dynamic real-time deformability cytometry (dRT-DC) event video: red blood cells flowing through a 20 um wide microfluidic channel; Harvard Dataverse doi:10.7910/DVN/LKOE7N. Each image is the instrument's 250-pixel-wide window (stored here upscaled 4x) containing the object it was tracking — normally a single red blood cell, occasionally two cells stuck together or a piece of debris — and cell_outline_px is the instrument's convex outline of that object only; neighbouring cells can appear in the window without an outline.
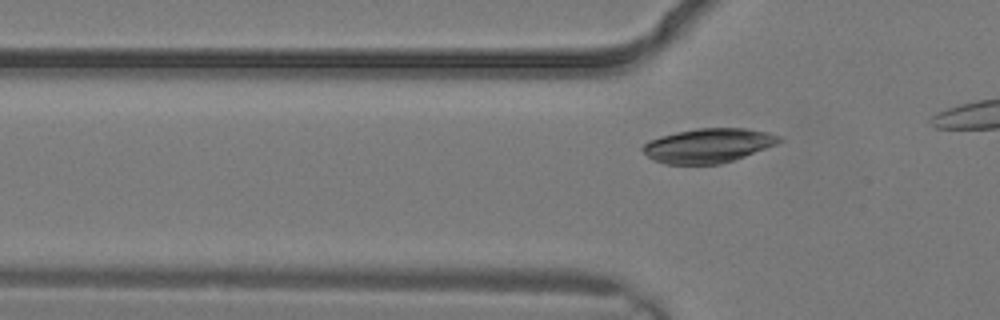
{"species": "common noctule bat (a hibernating species)", "species_latin": "Nyctalus noctula", "temperature_condition": "warm", "stored_images_in_passage": 4, "camera_frame_rate_fps": 3000, "um_per_image_px": 0.085, "animal": {"sex": "male", "body_mass_g": 19.2, "forearm_length_mm": 51.8}, "frame": {"image": 1, "passage_image": 4, "time_ms": 1.0, "image_size_px": [1000, 320], "cell_outline_px": [[784, 140], [776, 144], [744, 156], [720, 164], [664, 164], [652, 160], [640, 148], [648, 140], [660, 136], [676, 132], [696, 128], [748, 128], [768, 132], [780, 136]], "centroid_in_image_um": [60.17, 12.36], "position_along_channel_um": 65.6, "area_um2": 27.34}}